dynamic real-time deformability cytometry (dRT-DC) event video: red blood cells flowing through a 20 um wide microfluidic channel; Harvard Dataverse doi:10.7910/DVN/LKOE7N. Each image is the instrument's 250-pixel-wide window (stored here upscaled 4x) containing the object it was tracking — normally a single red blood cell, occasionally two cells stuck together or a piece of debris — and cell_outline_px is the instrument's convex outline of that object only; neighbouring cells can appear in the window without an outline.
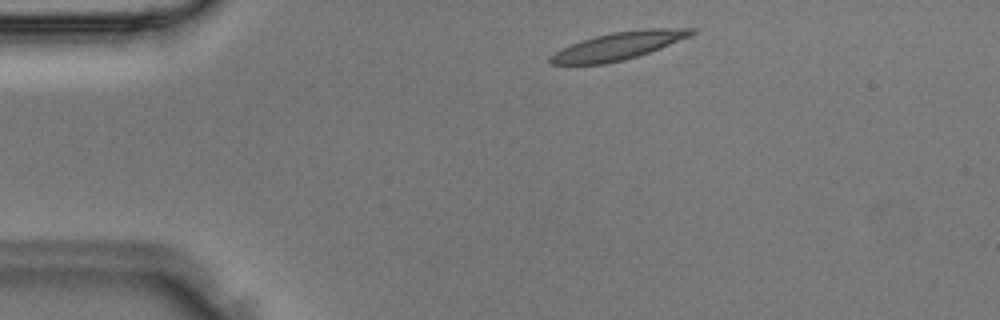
{"species": "Egyptian fruit bat (a non-hibernating species)", "species_latin": "Rousettus aegyptiacus", "temperature_condition": "room temperature", "stored_images_in_passage": 2, "camera_frame_rate_fps": 3000, "um_per_image_px": 0.085, "animal": {"sex": "male"}, "frame": {"image": 1, "passage_image": 1, "time_ms": 0.0, "image_size_px": [1000, 320], "cell_outline_px": [[696, 32], [688, 36], [660, 48], [624, 60], [604, 64], [548, 64], [548, 56], [580, 40], [612, 32], [640, 28], [696, 28]], "centroid_in_image_um": [52.54, 3.89], "position_along_channel_um": 32.5, "area_um2": 22.54}}